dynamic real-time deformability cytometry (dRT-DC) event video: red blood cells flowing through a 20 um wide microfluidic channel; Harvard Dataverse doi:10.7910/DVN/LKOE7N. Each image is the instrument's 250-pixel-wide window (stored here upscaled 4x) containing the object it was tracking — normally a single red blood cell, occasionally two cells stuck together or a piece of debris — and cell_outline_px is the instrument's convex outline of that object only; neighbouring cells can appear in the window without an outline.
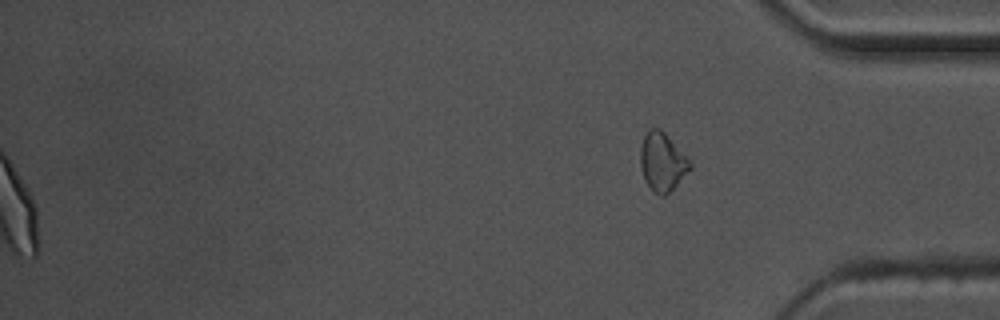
{"species": "common noctule bat (a hibernating species)", "species_latin": "Nyctalus noctula", "temperature_condition": "warm", "stored_images_in_passage": 59, "segment_of_instrument_passage": [2, 2], "camera_frame_rate_fps": 3000, "um_per_image_px": 0.085, "animal": {"sex": "male", "body_mass_g": 17.5, "forearm_length_mm": 52.3}, "frame": {"image": 1, "passage_image": 59, "time_ms": 19.333, "image_size_px": [1000, 320], "cell_outline_px": [[692, 168], [664, 196], [660, 196], [644, 180], [640, 164], [640, 148], [644, 136], [652, 128], [660, 128], [664, 132], [692, 164]], "centroid_in_image_um": [56.28, 13.75], "position_along_channel_um": 378.9, "area_um2": 16.36}}